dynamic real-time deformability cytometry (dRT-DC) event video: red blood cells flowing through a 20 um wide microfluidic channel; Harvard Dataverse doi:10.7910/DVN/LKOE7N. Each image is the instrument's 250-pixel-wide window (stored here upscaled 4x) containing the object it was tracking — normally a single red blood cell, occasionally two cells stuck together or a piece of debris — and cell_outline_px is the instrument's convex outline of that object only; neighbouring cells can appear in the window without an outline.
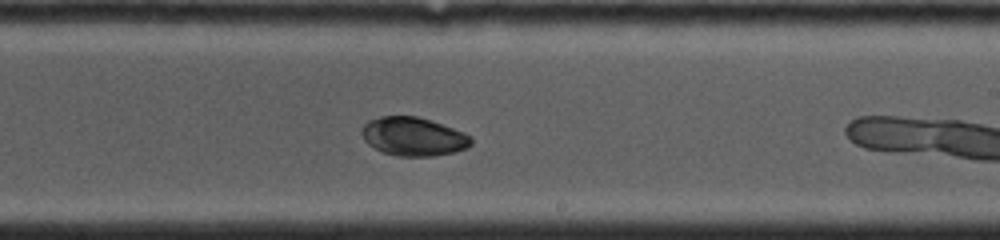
{"species": "common noctule bat (a hibernating species)", "species_latin": "Nyctalus noctula", "temperature_condition": "cold", "stored_images_in_passage": 9, "camera_frame_rate_fps": 4500, "um_per_image_px": 0.085, "animal": {"sex": "female", "body_mass_g": 19.0, "forearm_length_mm": 53.3}, "frame": {"image": 1, "passage_image": 9, "time_ms": 4.889, "image_size_px": [1000, 240], "cell_outline_px": [[472, 144], [468, 148], [452, 152], [432, 156], [396, 156], [384, 152], [368, 144], [364, 140], [360, 132], [364, 124], [368, 120], [380, 116], [416, 116], [432, 120], [464, 132], [472, 136]], "centroid_in_image_um": [35.14, 11.59], "position_along_channel_um": 253.9, "area_um2": 24.74}}